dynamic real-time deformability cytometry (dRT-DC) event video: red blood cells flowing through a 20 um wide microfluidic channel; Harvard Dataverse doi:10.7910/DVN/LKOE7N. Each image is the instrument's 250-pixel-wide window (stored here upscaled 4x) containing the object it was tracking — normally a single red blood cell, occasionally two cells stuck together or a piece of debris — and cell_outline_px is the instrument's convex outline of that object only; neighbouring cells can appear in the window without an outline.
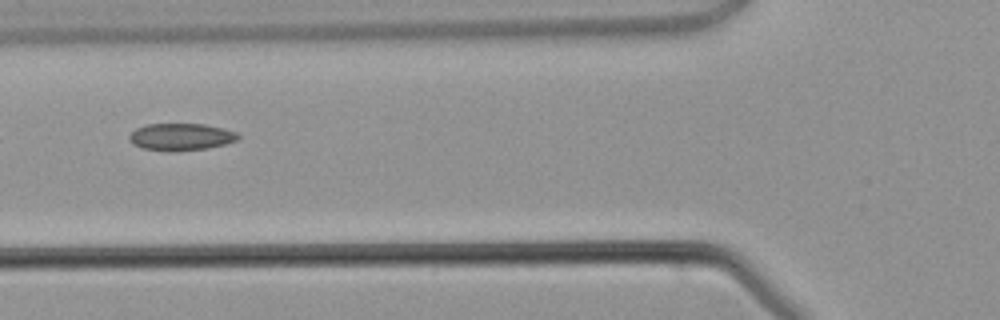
{"species": "common noctule bat (a hibernating species)", "species_latin": "Nyctalus noctula", "temperature_condition": "warm", "stored_images_in_passage": 7, "camera_frame_rate_fps": 3000, "um_per_image_px": 0.085, "animal": {"sex": "male", "body_mass_g": 21.5, "forearm_length_mm": 52.0}, "frame": {"image": 1, "passage_image": 6, "time_ms": 7.0, "image_size_px": [1000, 320], "cell_outline_px": [[240, 136], [236, 140], [224, 144], [208, 148], [168, 152], [144, 148], [132, 144], [128, 140], [128, 136], [136, 128], [144, 124], [204, 124], [224, 128], [236, 132]], "centroid_in_image_um": [15.34, 11.63], "position_along_channel_um": 110.5, "area_um2": 17.28}}
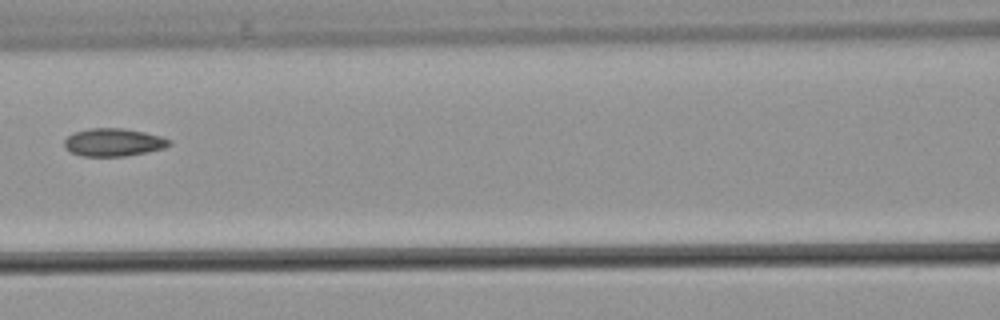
{"frame": {"image": 2, "passage_image": 7, "time_ms": 8.0, "image_size_px": [1000, 320], "cell_outline_px": [[172, 144], [164, 148], [148, 152], [124, 156], [80, 156], [64, 148], [64, 140], [68, 136], [76, 132], [88, 128], [124, 128], [144, 132], [160, 136], [172, 140]], "centroid_in_image_um": [9.66, 12.1], "position_along_channel_um": 156.9, "area_um2": 17.11}}